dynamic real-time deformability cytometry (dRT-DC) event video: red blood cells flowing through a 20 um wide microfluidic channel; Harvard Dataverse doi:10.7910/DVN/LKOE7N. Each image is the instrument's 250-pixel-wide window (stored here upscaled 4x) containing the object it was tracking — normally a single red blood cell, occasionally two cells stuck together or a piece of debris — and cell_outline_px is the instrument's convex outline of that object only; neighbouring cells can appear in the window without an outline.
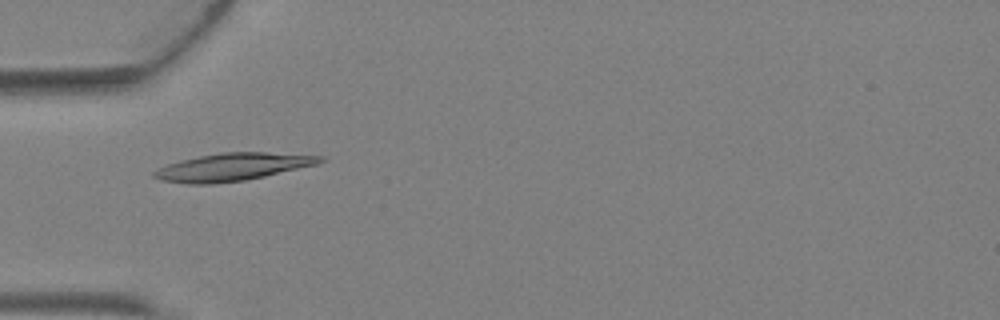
{"species": "Egyptian fruit bat (a non-hibernating species)", "species_latin": "Rousettus aegyptiacus", "temperature_condition": "warm", "stored_images_in_passage": 4, "camera_frame_rate_fps": 3000, "um_per_image_px": 0.085, "animal": {"sex": "female"}, "frame": {"image": 1, "passage_image": 4, "time_ms": 1.0, "image_size_px": [1000, 320], "cell_outline_px": [[324, 160], [316, 164], [264, 176], [244, 180], [212, 184], [188, 184], [160, 180], [152, 176], [152, 172], [168, 164], [180, 160], [200, 156], [224, 152], [268, 152], [324, 156]], "centroid_in_image_um": [19.73, 14.19], "position_along_channel_um": 65.3, "area_um2": 26.41}}